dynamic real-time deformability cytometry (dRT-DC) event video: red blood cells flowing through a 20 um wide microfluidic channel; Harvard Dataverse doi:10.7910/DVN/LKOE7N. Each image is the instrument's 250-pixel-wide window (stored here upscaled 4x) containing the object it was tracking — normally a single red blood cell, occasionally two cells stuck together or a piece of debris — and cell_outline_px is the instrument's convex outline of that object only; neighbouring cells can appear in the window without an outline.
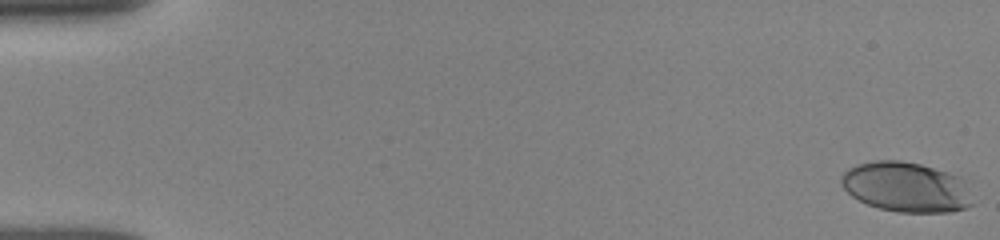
{"species": "human", "species_latin": "Homo sapiens", "temperature_condition": "room temperature", "stored_images_in_passage": 14, "camera_frame_rate_fps": 3000, "um_per_image_px": 0.085, "donor": {"sex": "female"}, "frame": {"image": 1, "passage_image": 1, "time_ms": 0.0, "image_size_px": [1000, 240], "cell_outline_px": [[976, 204], [968, 208], [952, 212], [896, 212], [880, 208], [868, 204], [852, 196], [840, 184], [840, 176], [848, 168], [856, 164], [872, 160], [900, 160], [920, 164], [948, 172], [972, 180]], "centroid_in_image_um": [77.17, 15.9], "position_along_channel_um": 7.8, "area_um2": 39.59}}
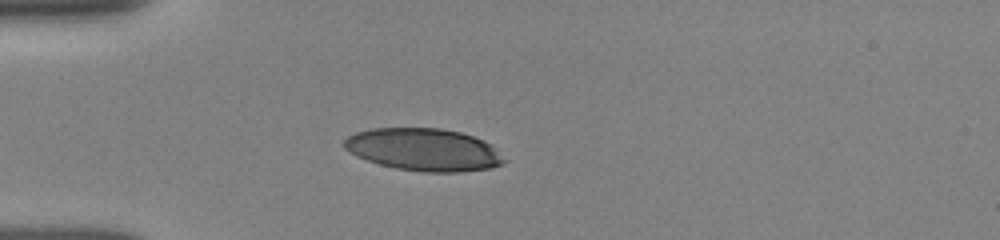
{"frame": {"image": 2, "passage_image": 10, "time_ms": 4.667, "image_size_px": [1000, 240], "cell_outline_px": [[508, 160], [504, 164], [492, 168], [460, 172], [420, 172], [396, 168], [380, 164], [356, 156], [344, 148], [344, 140], [348, 136], [356, 132], [372, 128], [440, 128], [460, 132], [484, 140], [492, 144]], "centroid_in_image_um": [36.07, 12.72], "position_along_channel_um": 48.9, "area_um2": 39.88}}
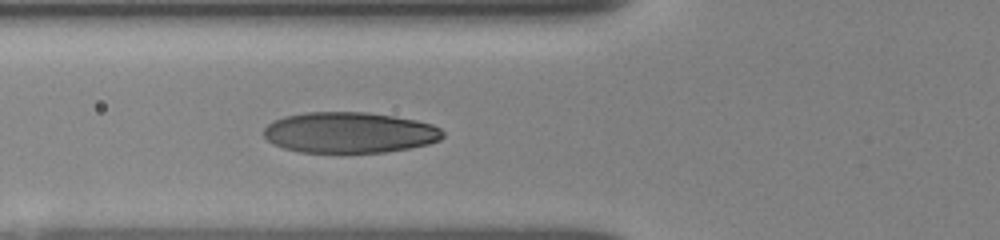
{"frame": {"image": 3, "passage_image": 14, "time_ms": 6.333, "image_size_px": [1000, 240], "cell_outline_px": [[444, 136], [440, 140], [428, 144], [408, 148], [384, 152], [300, 152], [284, 148], [272, 144], [264, 136], [264, 128], [272, 120], [284, 116], [308, 112], [368, 112], [416, 120], [432, 124], [440, 128], [444, 132]], "centroid_in_image_um": [29.69, 11.26], "position_along_channel_um": 96.1, "area_um2": 42.66}}